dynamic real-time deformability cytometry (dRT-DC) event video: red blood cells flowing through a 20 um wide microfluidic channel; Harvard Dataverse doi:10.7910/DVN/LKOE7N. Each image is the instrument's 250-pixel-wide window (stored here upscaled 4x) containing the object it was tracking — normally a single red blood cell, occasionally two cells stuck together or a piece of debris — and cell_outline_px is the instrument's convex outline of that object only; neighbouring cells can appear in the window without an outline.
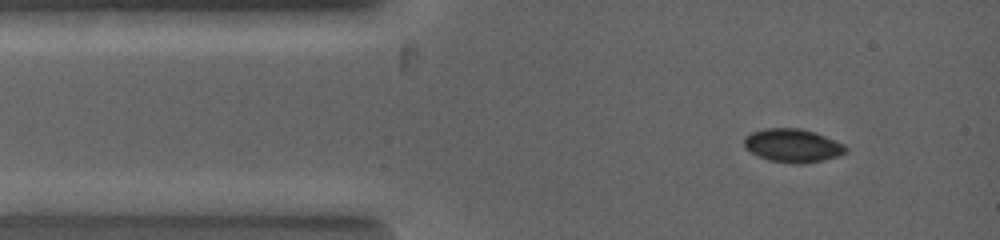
{"species": "common noctule bat (a hibernating species)", "species_latin": "Nyctalus noctula", "temperature_condition": "warm", "stored_images_in_passage": 2, "camera_frame_rate_fps": 5000, "um_per_image_px": 0.085, "animal": {"sex": "female", "body_mass_g": 19.0, "forearm_length_mm": 53.3}, "frame": {"image": 1, "passage_image": 2, "time_ms": 0.2, "image_size_px": [1000, 240], "cell_outline_px": [[848, 152], [836, 156], [820, 160], [800, 164], [796, 164], [768, 160], [744, 148], [744, 136], [752, 132], [764, 128], [800, 128], [816, 132], [844, 144], [848, 148]], "centroid_in_image_um": [67.37, 12.35], "position_along_channel_um": 17.6, "area_um2": 19.77}}